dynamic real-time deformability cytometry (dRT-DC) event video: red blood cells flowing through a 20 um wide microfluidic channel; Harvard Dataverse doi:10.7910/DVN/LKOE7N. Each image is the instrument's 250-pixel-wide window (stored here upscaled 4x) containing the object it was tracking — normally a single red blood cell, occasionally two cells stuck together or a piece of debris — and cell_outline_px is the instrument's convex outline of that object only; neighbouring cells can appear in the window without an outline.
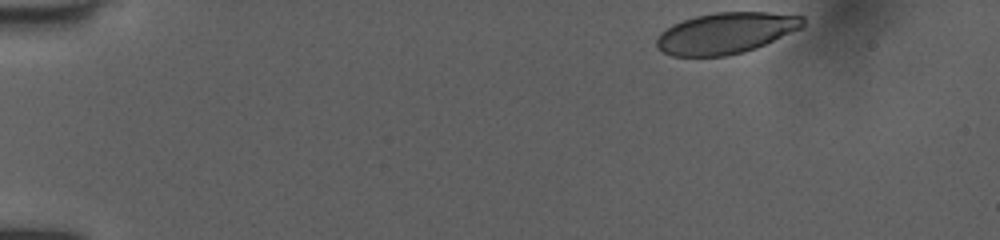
{"species": "human", "species_latin": "Homo sapiens", "temperature_condition": "room temperature", "stored_images_in_passage": 41, "camera_frame_rate_fps": 3000, "um_per_image_px": 0.085, "donor": {"sex": "female"}, "frame": {"image": 1, "passage_image": 1, "time_ms": 0.0, "image_size_px": [1000, 240], "cell_outline_px": [[804, 24], [800, 28], [756, 48], [744, 52], [724, 56], [672, 56], [656, 48], [656, 40], [660, 32], [672, 24], [696, 16], [716, 12], [768, 12], [804, 16]], "centroid_in_image_um": [61.66, 2.81], "position_along_channel_um": 23.3, "area_um2": 34.91}}
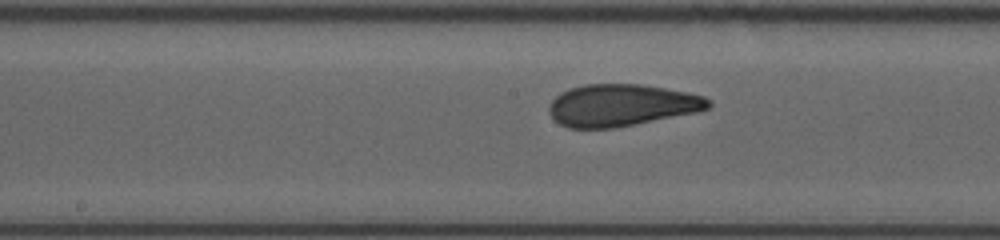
{"frame": {"image": 2, "passage_image": 22, "time_ms": 7.0, "image_size_px": [1000, 240], "cell_outline_px": [[712, 104], [708, 108], [700, 112], [616, 128], [568, 128], [560, 124], [548, 112], [548, 104], [560, 92], [584, 84], [640, 84], [664, 88], [704, 96], [712, 100]], "centroid_in_image_um": [52.84, 8.95], "position_along_channel_um": 195.4, "area_um2": 39.25}}
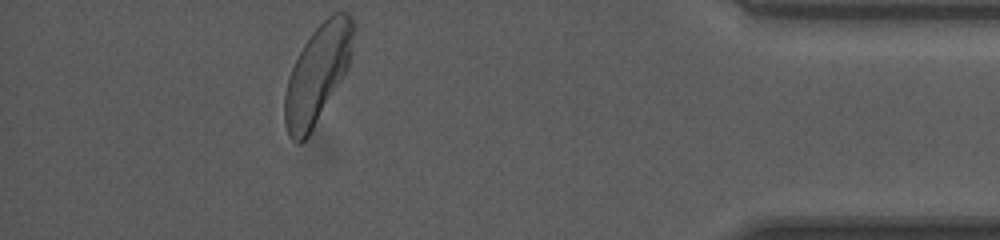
{"frame": {"image": 3, "passage_image": 41, "time_ms": 13.333, "image_size_px": [1000, 240], "cell_outline_px": [[356, 28], [348, 68], [308, 136], [300, 144], [296, 144], [292, 140], [288, 132], [284, 120], [284, 96], [288, 76], [304, 44], [312, 32], [332, 12], [344, 12], [352, 16], [356, 24]], "centroid_in_image_um": [27.0, 6.25], "position_along_channel_um": 408.2, "area_um2": 38.96}, "authors_computed_cell_mechanics": {"area_um2": 38.7838, "velocity_mm_per_s": 4.0105, "shape_relaxation_time_tau1_ms": 6.0597, "shape_relaxation_time_tau2_ms": 0.84, "deformation_change_tau1": 0.1817, "deformation_change_tau2": 0.0605}}